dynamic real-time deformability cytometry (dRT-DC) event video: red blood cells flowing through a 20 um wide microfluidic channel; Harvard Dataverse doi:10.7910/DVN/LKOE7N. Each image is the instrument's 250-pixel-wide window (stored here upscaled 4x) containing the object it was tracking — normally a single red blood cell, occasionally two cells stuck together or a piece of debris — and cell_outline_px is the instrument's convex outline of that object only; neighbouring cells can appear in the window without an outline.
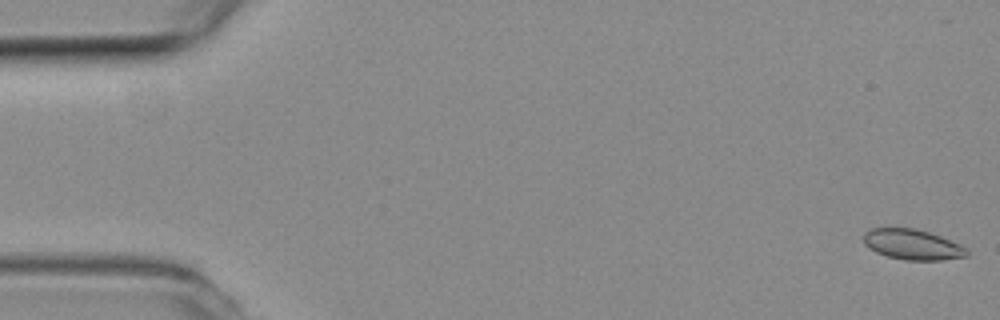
{"species": "common noctule bat (a hibernating species)", "species_latin": "Nyctalus noctula", "temperature_condition": "room temperature", "stored_images_in_passage": 14, "camera_frame_rate_fps": 3000, "um_per_image_px": 0.085, "animal": {"sex": "female", "body_mass_g": 19.3, "forearm_length_mm": 54.1}, "frame": {"image": 1, "passage_image": 1, "time_ms": 0.0, "image_size_px": [1000, 320], "cell_outline_px": [[968, 256], [940, 260], [904, 260], [888, 256], [876, 252], [868, 248], [864, 244], [864, 232], [872, 228], [912, 228], [928, 232], [940, 236], [960, 244], [968, 248]], "centroid_in_image_um": [77.56, 20.79], "position_along_channel_um": 7.4, "area_um2": 18.26}}